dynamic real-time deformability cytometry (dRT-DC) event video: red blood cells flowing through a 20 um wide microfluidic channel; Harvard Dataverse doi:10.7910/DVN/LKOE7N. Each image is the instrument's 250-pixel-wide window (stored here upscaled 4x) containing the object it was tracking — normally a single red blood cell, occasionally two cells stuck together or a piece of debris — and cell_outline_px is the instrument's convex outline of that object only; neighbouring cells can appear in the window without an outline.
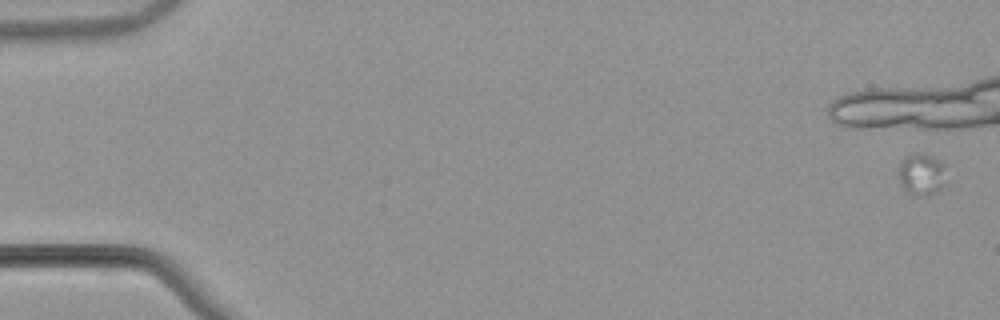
{"species": "common noctule bat (a hibernating species)", "species_latin": "Nyctalus noctula", "temperature_condition": "warm", "stored_images_in_passage": 6, "camera_frame_rate_fps": 3000, "um_per_image_px": 0.085, "animal": {"sex": "male", "body_mass_g": 21.5, "forearm_length_mm": 52.0}, "frame": {"image": 1, "passage_image": 1, "time_ms": 0.0, "image_size_px": [1000, 320], "cell_outline_px": [[944, 184], [940, 188], [924, 196], [916, 196], [908, 192], [904, 188], [900, 180], [900, 164], [912, 152], [920, 152], [940, 160], [944, 164]], "centroid_in_image_um": [78.34, 14.79], "position_along_channel_um": 6.7, "area_um2": 11.21}}